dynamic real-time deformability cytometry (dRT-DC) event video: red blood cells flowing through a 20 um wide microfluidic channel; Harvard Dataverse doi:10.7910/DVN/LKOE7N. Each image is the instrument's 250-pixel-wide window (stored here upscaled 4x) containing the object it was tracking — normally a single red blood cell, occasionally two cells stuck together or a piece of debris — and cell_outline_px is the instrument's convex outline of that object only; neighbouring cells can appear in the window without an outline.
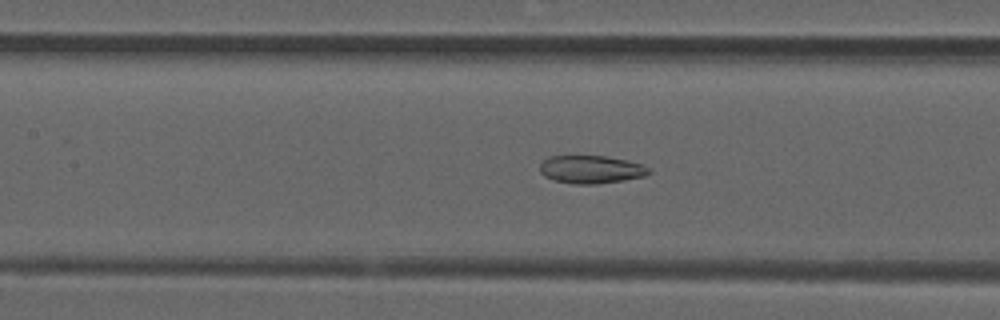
{"species": "common noctule bat (a hibernating species)", "species_latin": "Nyctalus noctula", "temperature_condition": "room temperature", "stored_images_in_passage": 52, "camera_frame_rate_fps": 3000, "um_per_image_px": 0.085, "animal": {"sex": "male", "forearm_length_mm": 52.5}, "frame": {"image": 1, "passage_image": 23, "time_ms": 7.333, "image_size_px": [1000, 320], "cell_outline_px": [[652, 172], [644, 176], [624, 180], [596, 184], [572, 184], [552, 180], [544, 176], [540, 172], [540, 164], [548, 156], [604, 156], [628, 160], [640, 164], [648, 168]], "centroid_in_image_um": [50.21, 14.41], "position_along_channel_um": 157.2, "area_um2": 17.8}}
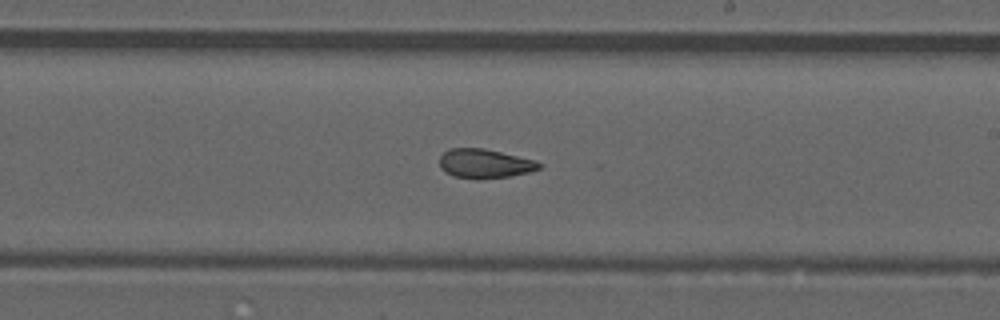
{"frame": {"image": 2, "passage_image": 30, "time_ms": 9.667, "image_size_px": [1000, 320], "cell_outline_px": [[540, 168], [528, 172], [508, 176], [476, 180], [452, 176], [444, 172], [440, 168], [440, 156], [448, 148], [484, 148], [536, 160], [540, 164]], "centroid_in_image_um": [41.15, 13.91], "position_along_channel_um": 247.9, "area_um2": 17.05}}
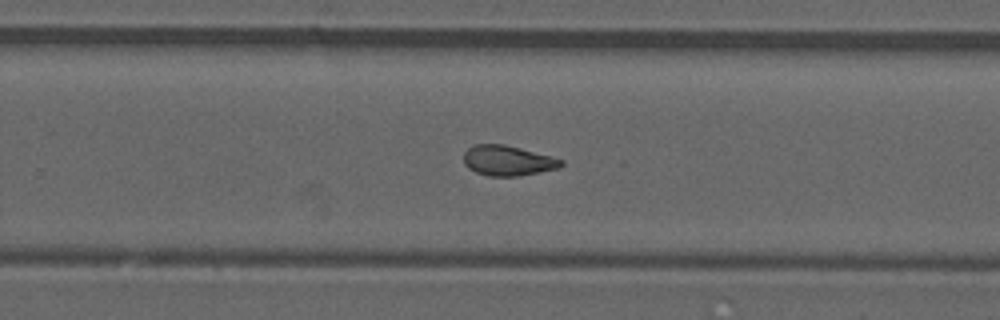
{"frame": {"image": 3, "passage_image": 33, "time_ms": 10.667, "image_size_px": [1000, 320], "cell_outline_px": [[564, 164], [556, 168], [540, 172], [516, 176], [488, 176], [476, 172], [468, 168], [464, 164], [464, 152], [472, 144], [504, 144], [552, 156], [564, 160]], "centroid_in_image_um": [43.14, 13.64], "position_along_channel_um": 286.7, "area_um2": 17.17}, "authors_computed_cell_mechanics": {"area_um2": 17.8313, "velocity_mm_per_s": 3.9004, "shape_relaxation_time_tau1_ms": null, "shape_relaxation_time_tau2_ms": 2.3896, "deformation_change_tau1": null, "deformation_change_tau2": 0.0905}}